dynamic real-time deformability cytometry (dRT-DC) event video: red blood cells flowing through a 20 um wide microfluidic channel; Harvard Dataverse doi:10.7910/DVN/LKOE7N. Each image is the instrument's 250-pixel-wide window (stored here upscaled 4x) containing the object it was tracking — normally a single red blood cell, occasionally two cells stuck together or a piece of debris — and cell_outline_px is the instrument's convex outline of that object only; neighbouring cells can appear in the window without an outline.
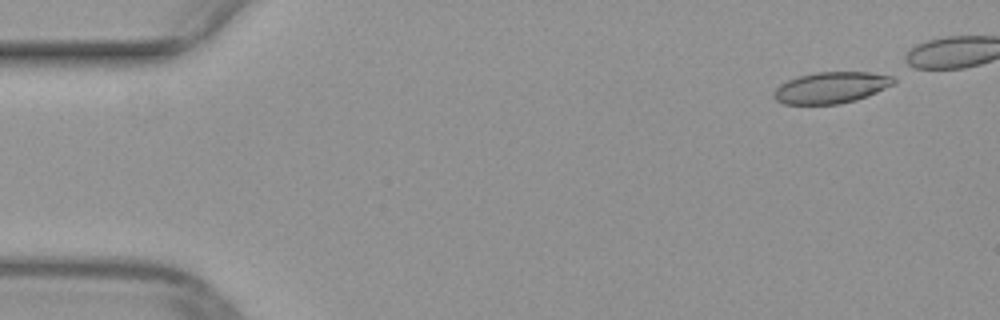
{"species": "common noctule bat (a hibernating species)", "species_latin": "Nyctalus noctula", "temperature_condition": "warm", "stored_images_in_passage": 9, "camera_frame_rate_fps": 3000, "um_per_image_px": 0.085, "animal": {"sex": "female", "body_mass_g": 29.2, "forearm_length_mm": 56.3}, "frame": {"image": 1, "passage_image": 1, "time_ms": 0.0, "image_size_px": [1000, 320], "cell_outline_px": [[896, 84], [868, 96], [856, 100], [840, 104], [784, 104], [776, 100], [772, 96], [776, 88], [780, 84], [788, 80], [800, 76], [816, 72], [868, 72], [892, 76], [896, 80]], "centroid_in_image_um": [70.67, 7.45], "position_along_channel_um": 14.3, "area_um2": 21.96}}